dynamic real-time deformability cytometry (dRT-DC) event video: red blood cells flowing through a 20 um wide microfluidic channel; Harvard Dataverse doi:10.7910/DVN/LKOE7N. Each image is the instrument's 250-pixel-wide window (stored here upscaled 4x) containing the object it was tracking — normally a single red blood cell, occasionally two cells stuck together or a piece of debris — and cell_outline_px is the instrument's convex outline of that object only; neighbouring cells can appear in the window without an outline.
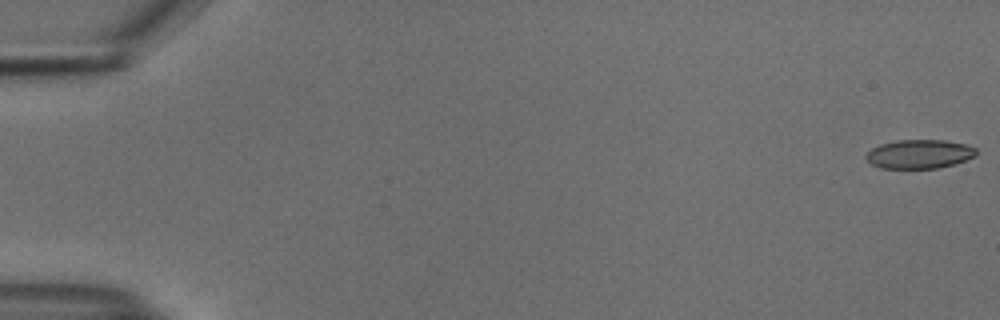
{"species": "common noctule bat (a hibernating species)", "species_latin": "Nyctalus noctula", "temperature_condition": "cold", "stored_images_in_passage": 49, "camera_frame_rate_fps": 3000, "um_per_image_px": 0.085, "animal": {"sex": "male", "body_mass_g": 18.8}, "frame": {"image": 1, "passage_image": 1, "time_ms": 0.0, "image_size_px": [1000, 320], "cell_outline_px": [[976, 156], [952, 164], [936, 168], [880, 168], [872, 164], [864, 156], [872, 148], [880, 144], [896, 140], [944, 140], [964, 144], [976, 148]], "centroid_in_image_um": [78.12, 13.09], "position_along_channel_um": 6.9, "area_um2": 18.38}}
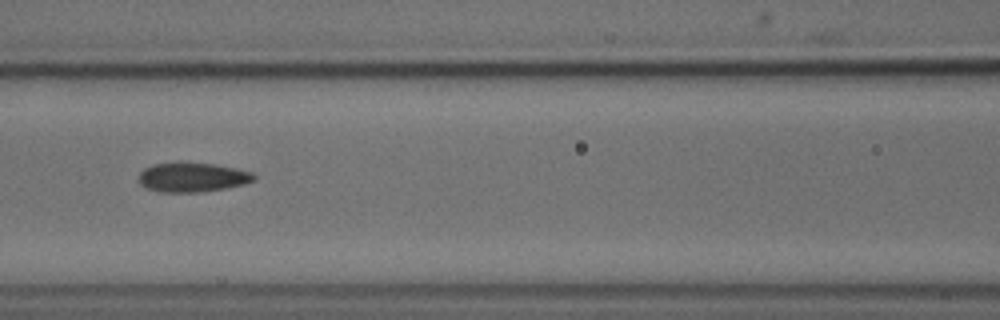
{"frame": {"image": 2, "passage_image": 25, "time_ms": 8.0, "image_size_px": [1000, 320], "cell_outline_px": [[256, 180], [244, 184], [224, 188], [200, 192], [160, 192], [144, 188], [140, 184], [140, 172], [144, 168], [152, 164], [176, 160], [180, 160], [216, 164], [236, 168], [252, 172], [256, 176]], "centroid_in_image_um": [16.33, 15.03], "position_along_channel_um": 150.3, "area_um2": 20.4}}
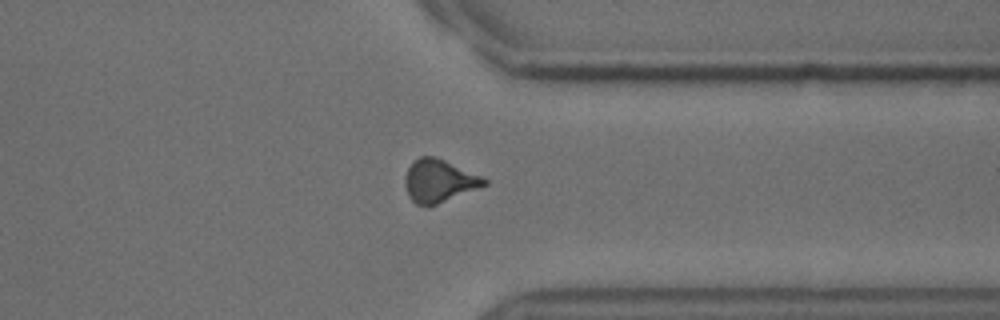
{"frame": {"image": 3, "passage_image": 43, "time_ms": 14.0, "image_size_px": [1000, 320], "cell_outline_px": [[488, 184], [480, 188], [428, 208], [424, 208], [416, 204], [408, 196], [404, 184], [404, 180], [408, 168], [420, 156], [432, 156], [444, 160], [480, 176], [488, 180]], "centroid_in_image_um": [37.3, 15.43], "position_along_channel_um": 374.1, "area_um2": 19.83}}